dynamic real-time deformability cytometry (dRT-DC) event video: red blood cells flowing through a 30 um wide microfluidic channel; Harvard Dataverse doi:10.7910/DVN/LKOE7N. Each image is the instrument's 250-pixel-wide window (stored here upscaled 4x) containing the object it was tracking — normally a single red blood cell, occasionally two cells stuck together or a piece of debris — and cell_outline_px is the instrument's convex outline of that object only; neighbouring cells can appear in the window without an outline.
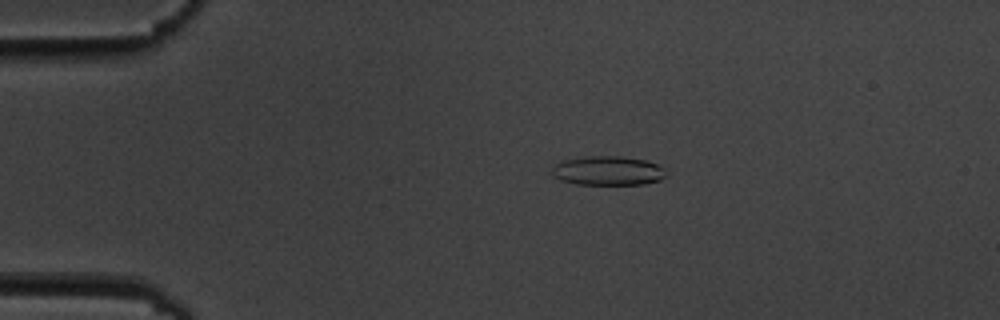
{"species": "common noctule bat (a hibernating species)", "species_latin": "Nyctalus noctula", "temperature_condition": "cold", "stored_images_in_passage": 10, "camera_frame_rate_fps": 3000, "um_per_image_px": 0.085, "animal": {"sex": "male", "body_mass_g": 19.5, "forearm_length_mm": 54.6}, "frame": {"image": 1, "passage_image": 2, "time_ms": 0.667, "image_size_px": [1000, 320], "cell_outline_px": [[668, 172], [660, 180], [644, 184], [576, 184], [560, 180], [552, 176], [552, 164], [560, 160], [584, 156], [620, 156], [644, 160], [656, 164], [664, 168]], "centroid_in_image_um": [51.61, 14.5], "position_along_channel_um": 33.4, "area_um2": 19.65}}
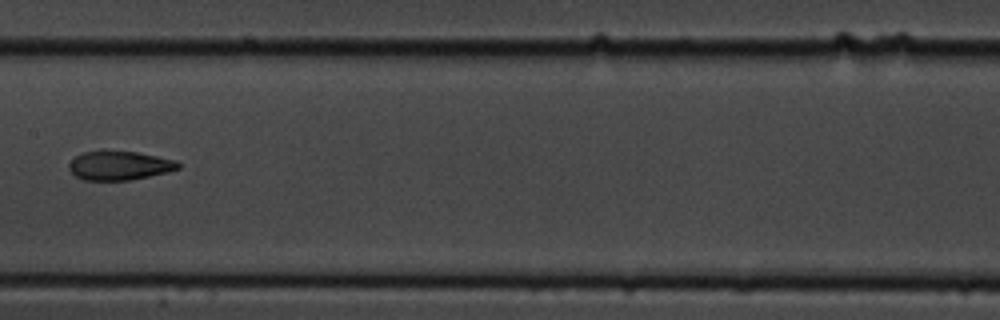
{"frame": {"image": 2, "passage_image": 7, "time_ms": 6.667, "image_size_px": [1000, 320], "cell_outline_px": [[180, 168], [168, 172], [132, 180], [84, 180], [76, 176], [68, 168], [68, 164], [76, 156], [84, 152], [104, 148], [136, 152], [176, 160], [180, 164]], "centroid_in_image_um": [10.13, 14.04], "position_along_channel_um": 197.3, "area_um2": 18.9}}
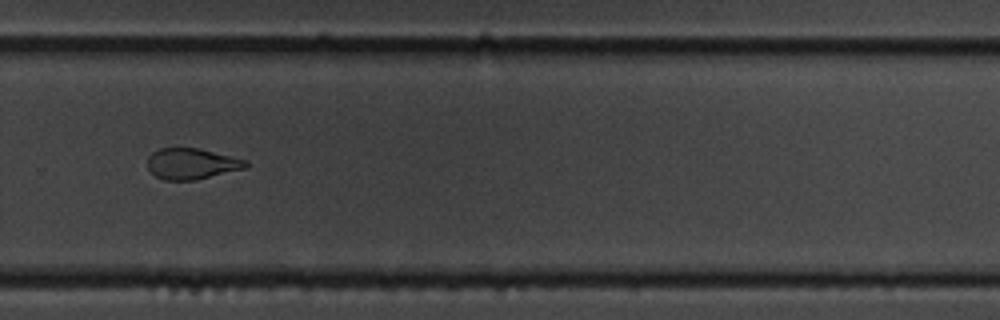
{"frame": {"image": 3, "passage_image": 10, "time_ms": 10.0, "image_size_px": [1000, 320], "cell_outline_px": [[248, 164], [244, 168], [196, 180], [164, 180], [156, 176], [148, 168], [148, 156], [152, 152], [160, 148], [200, 148], [248, 160]], "centroid_in_image_um": [16.29, 13.91], "position_along_channel_um": 313.5, "area_um2": 17.69}}